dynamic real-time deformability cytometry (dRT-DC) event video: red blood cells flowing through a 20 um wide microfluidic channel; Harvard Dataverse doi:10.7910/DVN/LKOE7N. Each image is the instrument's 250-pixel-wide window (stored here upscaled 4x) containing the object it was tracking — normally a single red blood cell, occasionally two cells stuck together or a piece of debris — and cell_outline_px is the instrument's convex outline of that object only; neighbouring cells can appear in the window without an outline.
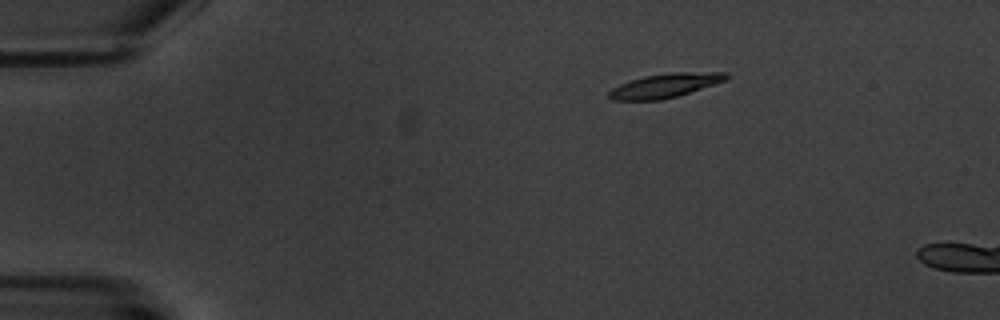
{"species": "common noctule bat (a hibernating species)", "species_latin": "Nyctalus noctula", "temperature_condition": "warm", "stored_images_in_passage": 3, "camera_frame_rate_fps": 3000, "um_per_image_px": 0.085, "animal": {"sex": "male", "body_mass_g": 20.1, "forearm_length_mm": 53.5}, "frame": {"image": 1, "passage_image": 1, "time_ms": 0.0, "image_size_px": [1000, 320], "cell_outline_px": [[728, 76], [724, 80], [676, 96], [660, 100], [612, 100], [608, 96], [608, 92], [612, 88], [620, 84], [644, 76], [672, 72], [728, 72]], "centroid_in_image_um": [56.47, 7.27], "position_along_channel_um": 28.5, "area_um2": 16.07}}